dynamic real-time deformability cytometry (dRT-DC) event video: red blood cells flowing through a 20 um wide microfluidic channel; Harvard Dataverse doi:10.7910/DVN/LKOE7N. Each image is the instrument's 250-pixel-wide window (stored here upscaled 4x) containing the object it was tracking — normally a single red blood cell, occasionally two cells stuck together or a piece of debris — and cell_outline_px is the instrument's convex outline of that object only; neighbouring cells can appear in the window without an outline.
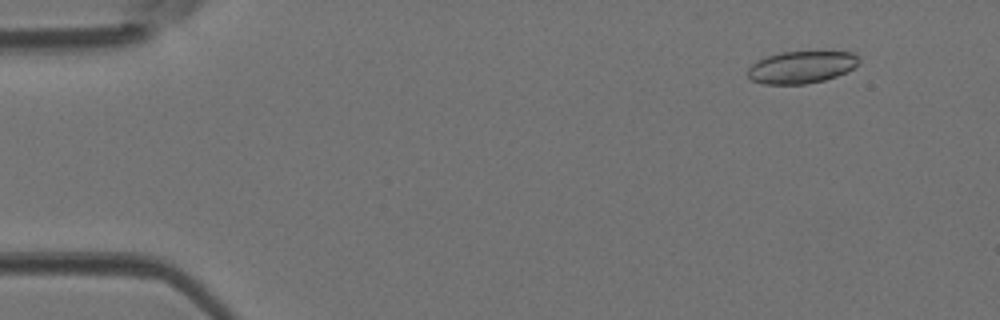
{"species": "Egyptian fruit bat (a non-hibernating species)", "species_latin": "Rousettus aegyptiacus", "temperature_condition": "room temperature", "stored_images_in_passage": 44, "camera_frame_rate_fps": 3000, "um_per_image_px": 0.085, "animal": {"sex": "female"}, "frame": {"image": 1, "passage_image": 3, "time_ms": 0.667, "image_size_px": [1000, 320], "cell_outline_px": [[860, 60], [848, 72], [824, 80], [804, 84], [764, 84], [752, 80], [748, 76], [748, 68], [752, 64], [768, 56], [780, 52], [852, 52]], "centroid_in_image_um": [68.11, 5.72], "position_along_channel_um": 16.9, "area_um2": 20.58}}
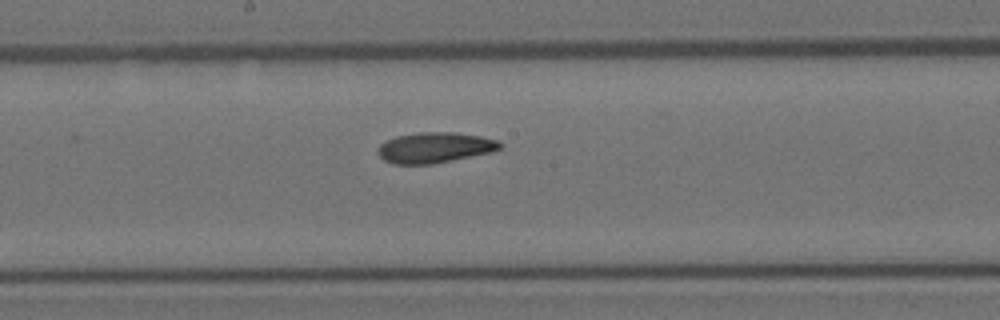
{"frame": {"image": 2, "passage_image": 23, "time_ms": 7.333, "image_size_px": [1000, 320], "cell_outline_px": [[504, 148], [492, 152], [432, 164], [392, 164], [384, 160], [376, 152], [380, 144], [384, 140], [396, 136], [420, 132], [452, 132], [480, 136], [500, 140], [504, 144]], "centroid_in_image_um": [36.98, 12.54], "position_along_channel_um": 211.2, "area_um2": 22.02}}
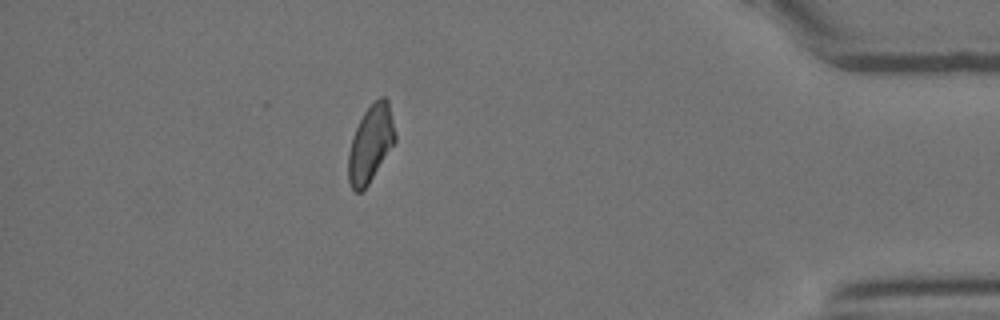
{"frame": {"image": 3, "passage_image": 39, "time_ms": 12.667, "image_size_px": [1000, 320], "cell_outline_px": [[396, 140], [368, 184], [360, 192], [356, 192], [352, 188], [348, 180], [348, 152], [352, 136], [364, 112], [380, 96], [384, 96], [388, 100], [396, 136]], "centroid_in_image_um": [31.49, 12.21], "position_along_channel_um": 403.7, "area_um2": 20.63}}